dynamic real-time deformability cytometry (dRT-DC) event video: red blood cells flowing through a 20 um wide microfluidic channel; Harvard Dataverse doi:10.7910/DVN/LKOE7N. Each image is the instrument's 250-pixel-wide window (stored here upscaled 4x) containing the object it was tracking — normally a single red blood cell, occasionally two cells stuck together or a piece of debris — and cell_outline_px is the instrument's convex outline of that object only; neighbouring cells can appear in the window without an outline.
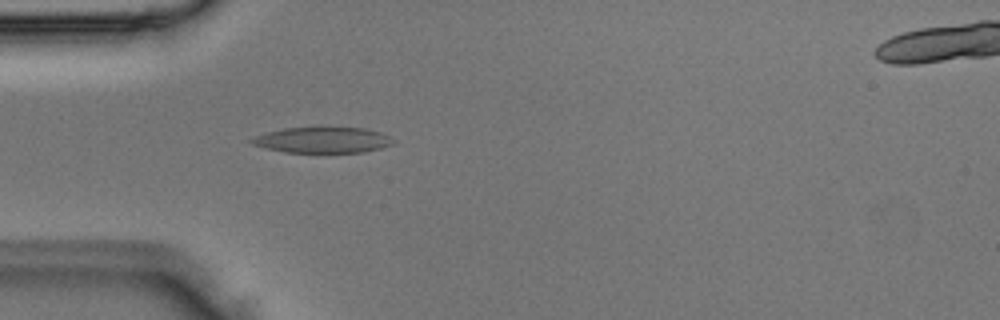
{"species": "Egyptian fruit bat (a non-hibernating species)", "species_latin": "Rousettus aegyptiacus", "temperature_condition": "room temperature", "stored_images_in_passage": 4, "camera_frame_rate_fps": 3000, "um_per_image_px": 0.085, "animal": {"sex": "male"}, "frame": {"image": 1, "passage_image": 4, "time_ms": 1.0, "image_size_px": [1000, 320], "cell_outline_px": [[396, 140], [392, 144], [380, 148], [364, 152], [284, 152], [264, 148], [252, 144], [248, 140], [256, 136], [268, 132], [284, 128], [368, 128], [380, 132]], "centroid_in_image_um": [27.43, 11.9], "position_along_channel_um": 57.6, "area_um2": 21.1}}